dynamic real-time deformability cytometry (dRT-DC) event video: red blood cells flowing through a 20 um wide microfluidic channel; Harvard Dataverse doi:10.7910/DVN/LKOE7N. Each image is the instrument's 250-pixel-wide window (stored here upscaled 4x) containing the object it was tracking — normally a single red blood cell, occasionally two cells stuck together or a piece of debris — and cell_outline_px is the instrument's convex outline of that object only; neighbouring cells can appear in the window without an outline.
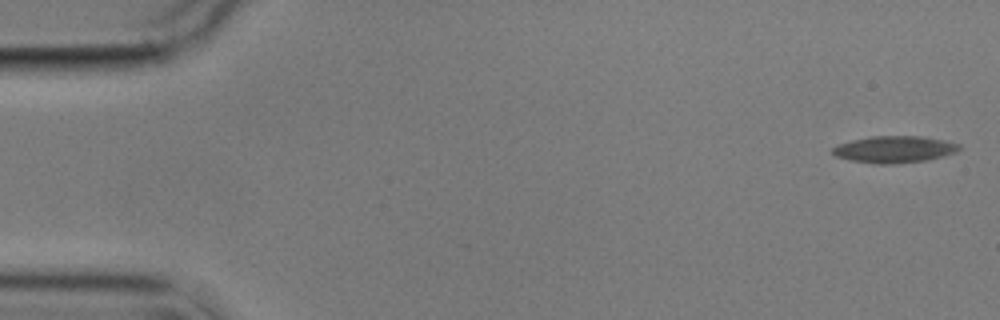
{"species": "common noctule bat (a hibernating species)", "species_latin": "Nyctalus noctula", "temperature_condition": "cold", "stored_images_in_passage": 2, "camera_frame_rate_fps": 3000, "um_per_image_px": 0.085, "animal": {"sex": "male", "body_mass_g": 17.9}, "frame": {"image": 1, "passage_image": 1, "time_ms": 0.0, "image_size_px": [1000, 320], "cell_outline_px": [[960, 148], [956, 152], [944, 156], [928, 160], [892, 164], [876, 164], [852, 160], [836, 156], [832, 152], [832, 148], [836, 144], [852, 140], [872, 136], [924, 136], [944, 140], [960, 144]], "centroid_in_image_um": [76.03, 12.69], "position_along_channel_um": 9.0, "area_um2": 19.83}}